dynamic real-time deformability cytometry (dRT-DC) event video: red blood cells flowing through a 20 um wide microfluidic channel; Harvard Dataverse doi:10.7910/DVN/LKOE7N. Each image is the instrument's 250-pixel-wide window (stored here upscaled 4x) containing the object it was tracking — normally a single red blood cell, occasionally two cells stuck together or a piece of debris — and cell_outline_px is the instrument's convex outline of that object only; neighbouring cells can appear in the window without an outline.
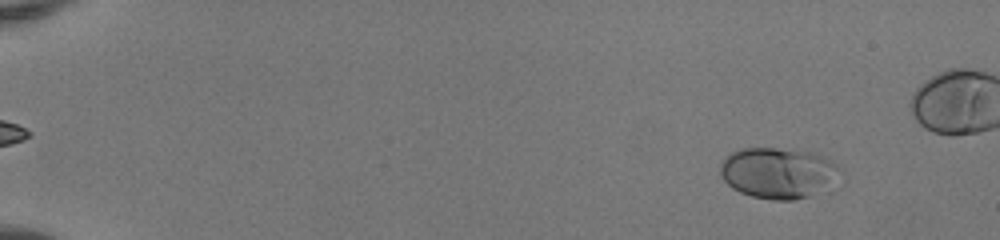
{"species": "human", "species_latin": "Homo sapiens", "temperature_condition": "room temperature", "stored_images_in_passage": 50, "camera_frame_rate_fps": 3000, "um_per_image_px": 0.085, "donor": {"sex": "female"}, "frame": {"image": 1, "passage_image": 6, "time_ms": 1.667, "image_size_px": [1000, 240], "cell_outline_px": [[840, 168], [832, 192], [792, 200], [772, 200], [752, 196], [740, 192], [732, 188], [720, 176], [720, 164], [732, 152], [744, 148], [776, 148], [816, 152], [832, 160]], "centroid_in_image_um": [66.24, 14.72], "position_along_channel_um": 18.8, "area_um2": 36.36}}
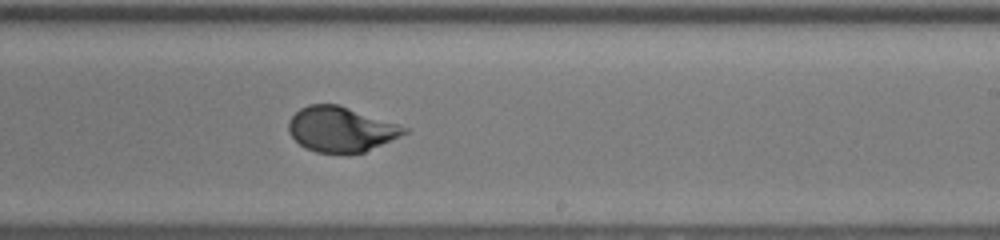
{"frame": {"image": 2, "passage_image": 34, "time_ms": 11.0, "image_size_px": [1000, 240], "cell_outline_px": [[408, 132], [400, 136], [364, 152], [316, 152], [304, 148], [288, 132], [288, 120], [300, 108], [308, 104], [340, 104], [408, 128]], "centroid_in_image_um": [28.94, 10.97], "position_along_channel_um": 260.1, "area_um2": 30.06}}
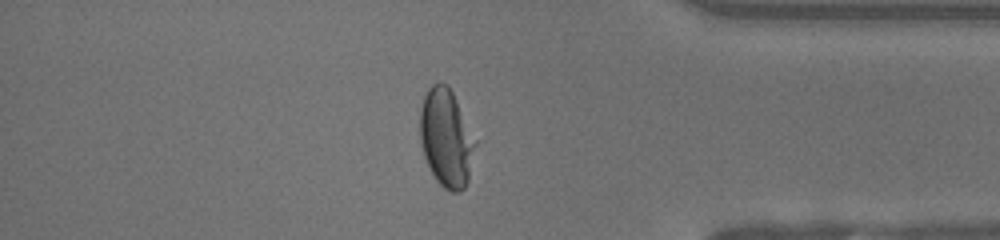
{"frame": {"image": 3, "passage_image": 45, "time_ms": 14.667, "image_size_px": [1000, 240], "cell_outline_px": [[476, 144], [468, 180], [464, 188], [460, 192], [452, 192], [444, 188], [436, 180], [424, 156], [420, 140], [420, 108], [424, 96], [428, 88], [432, 84], [440, 80], [448, 84], [476, 140]], "centroid_in_image_um": [37.92, 11.71], "position_along_channel_um": 397.3, "area_um2": 31.5}}